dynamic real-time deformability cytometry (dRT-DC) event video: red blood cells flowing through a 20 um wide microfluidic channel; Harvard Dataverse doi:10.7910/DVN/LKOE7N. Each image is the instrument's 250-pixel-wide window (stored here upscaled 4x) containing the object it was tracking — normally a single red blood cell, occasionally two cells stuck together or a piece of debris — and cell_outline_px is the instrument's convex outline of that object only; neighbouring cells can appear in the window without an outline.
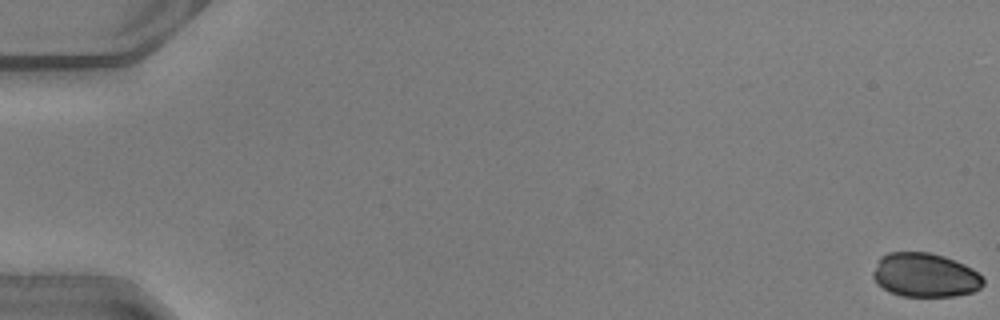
{"species": "common noctule bat (a hibernating species)", "species_latin": "Nyctalus noctula", "temperature_condition": "warm", "stored_images_in_passage": 51, "camera_frame_rate_fps": 3000, "um_per_image_px": 0.085, "animal": {"sex": "male", "body_mass_g": 20.5, "forearm_length_mm": 52.5}, "frame": {"image": 1, "passage_image": 1, "time_ms": 0.0, "image_size_px": [1000, 320], "cell_outline_px": [[984, 284], [980, 288], [972, 292], [956, 296], [900, 296], [888, 292], [876, 284], [872, 276], [872, 272], [880, 256], [888, 252], [928, 252], [944, 256], [964, 264], [972, 268], [984, 276]], "centroid_in_image_um": [78.61, 23.39], "position_along_channel_um": 6.4, "area_um2": 28.67}}
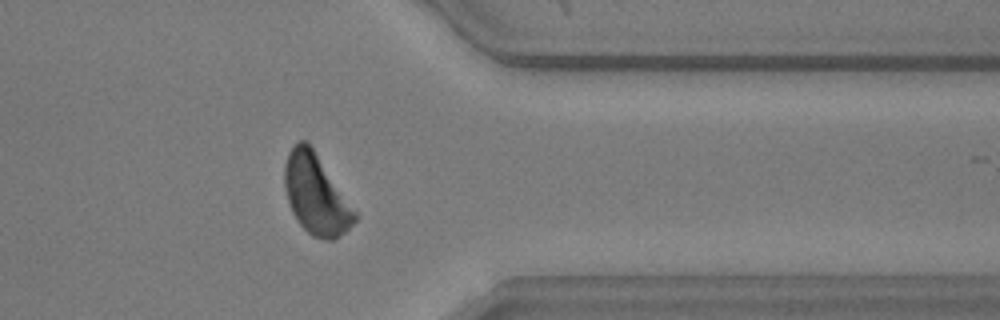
{"frame": {"image": 2, "passage_image": 42, "time_ms": 13.667, "image_size_px": [1000, 320], "cell_outline_px": [[356, 220], [344, 232], [332, 240], [324, 240], [312, 236], [300, 224], [292, 212], [284, 188], [284, 164], [288, 152], [300, 140], [308, 140], [356, 212]], "centroid_in_image_um": [26.83, 16.51], "position_along_channel_um": 384.6, "area_um2": 32.31}}
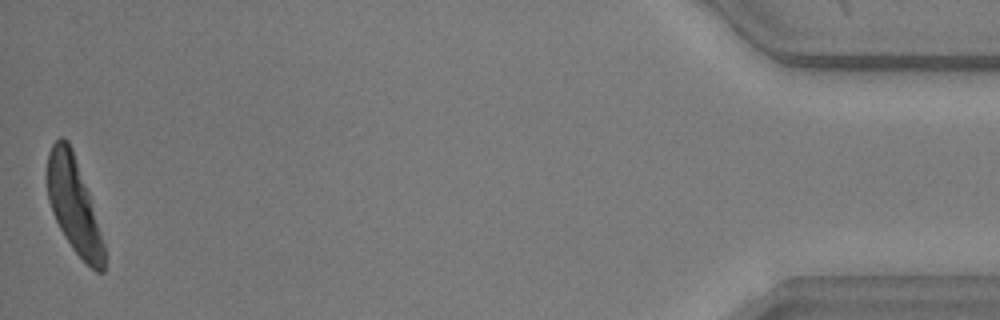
{"frame": {"image": 3, "passage_image": 51, "time_ms": 16.667, "image_size_px": [1000, 320], "cell_outline_px": [[104, 272], [96, 272], [72, 248], [64, 236], [52, 212], [48, 200], [48, 152], [52, 144], [60, 136], [64, 136], [68, 140], [72, 148], [88, 192], [104, 244]], "centroid_in_image_um": [6.26, 17.41], "position_along_channel_um": 428.9, "area_um2": 30.87}}